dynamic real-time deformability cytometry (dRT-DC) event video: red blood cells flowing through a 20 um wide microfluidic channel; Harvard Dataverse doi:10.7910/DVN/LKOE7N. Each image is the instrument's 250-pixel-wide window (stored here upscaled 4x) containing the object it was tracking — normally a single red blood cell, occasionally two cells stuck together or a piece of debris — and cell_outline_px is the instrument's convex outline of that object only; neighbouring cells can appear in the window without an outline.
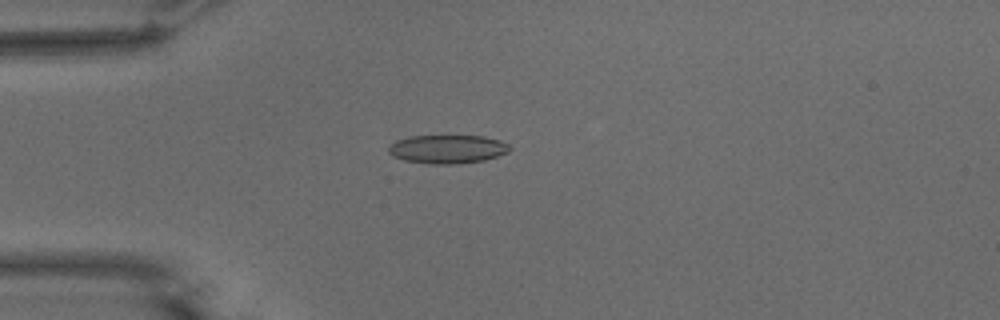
{"species": "common noctule bat (a hibernating species)", "species_latin": "Nyctalus noctula", "temperature_condition": "warm", "stored_images_in_passage": 53, "camera_frame_rate_fps": 3000, "um_per_image_px": 0.085, "animal": {"sex": "male", "body_mass_g": 15.6}, "frame": {"image": 1, "passage_image": 14, "time_ms": 4.333, "image_size_px": [1000, 320], "cell_outline_px": [[512, 148], [508, 152], [484, 160], [456, 164], [428, 164], [404, 160], [392, 156], [388, 152], [388, 144], [396, 140], [408, 136], [484, 136], [500, 140], [508, 144]], "centroid_in_image_um": [38.0, 12.67], "position_along_channel_um": 47.0, "area_um2": 20.35}}
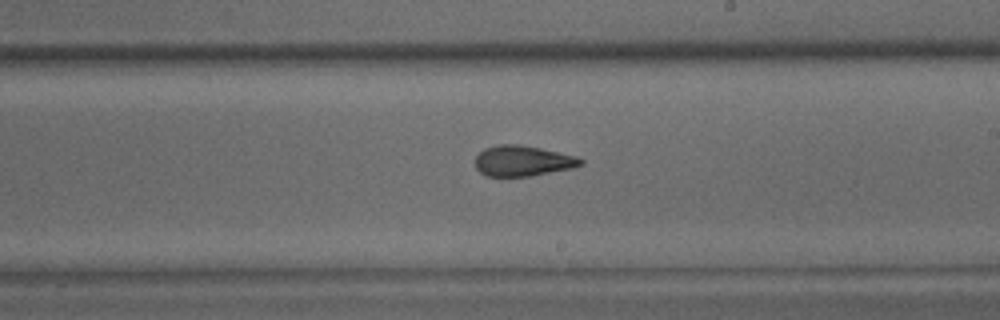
{"frame": {"image": 2, "passage_image": 31, "time_ms": 10.0, "image_size_px": [1000, 320], "cell_outline_px": [[584, 164], [572, 168], [528, 176], [488, 176], [480, 172], [476, 168], [476, 156], [484, 148], [500, 144], [520, 144], [540, 148], [576, 156], [584, 160]], "centroid_in_image_um": [44.43, 13.66], "position_along_channel_um": 244.6, "area_um2": 18.67}}
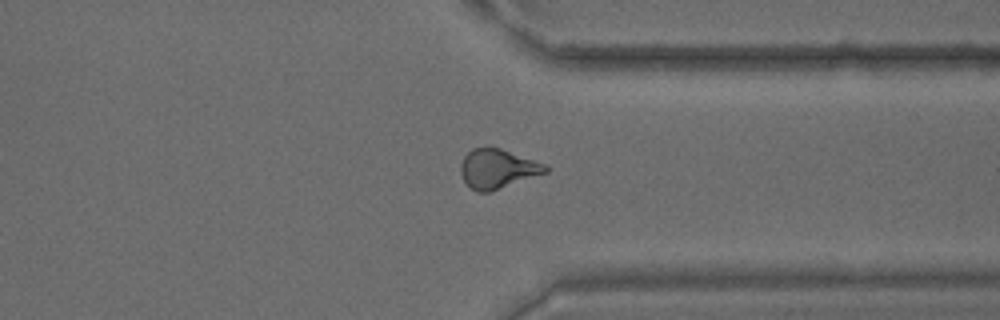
{"frame": {"image": 3, "passage_image": 41, "time_ms": 13.333, "image_size_px": [1000, 320], "cell_outline_px": [[548, 172], [492, 192], [476, 192], [464, 180], [460, 172], [460, 164], [464, 156], [472, 148], [488, 144], [500, 148], [544, 164], [548, 168]], "centroid_in_image_um": [42.26, 14.33], "position_along_channel_um": 369.1, "area_um2": 19.71}, "authors_computed_cell_mechanics": {"area_um2": 19.5942, "velocity_mm_per_s": 3.7642, "shape_relaxation_time_tau1_ms": 11.1931, "shape_relaxation_time_tau2_ms": 2.0694, "deformation_change_tau1": 0.2606, "deformation_change_tau2": 0.1064}}